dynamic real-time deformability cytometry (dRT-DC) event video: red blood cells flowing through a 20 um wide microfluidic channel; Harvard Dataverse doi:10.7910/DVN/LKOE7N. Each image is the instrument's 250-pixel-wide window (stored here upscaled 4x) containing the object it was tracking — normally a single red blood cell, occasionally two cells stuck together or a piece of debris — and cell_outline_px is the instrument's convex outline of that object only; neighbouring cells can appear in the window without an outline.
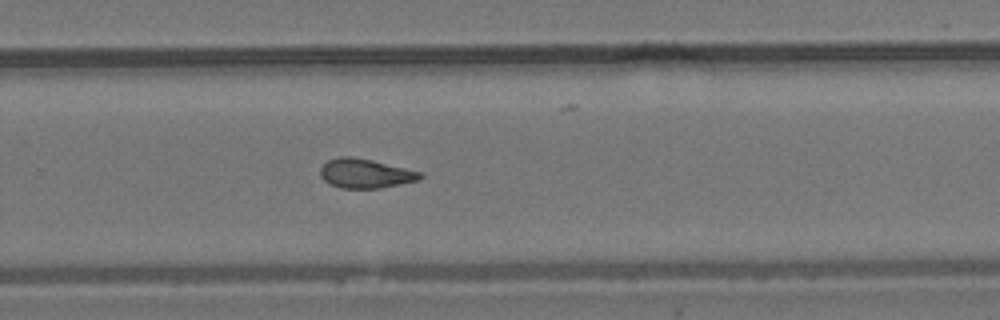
{"species": "common noctule bat (a hibernating species)", "species_latin": "Nyctalus noctula", "temperature_condition": "room temperature", "stored_images_in_passage": 8, "camera_frame_rate_fps": 3000, "um_per_image_px": 0.085, "animal": {"sex": "male", "body_mass_g": 19.2, "forearm_length_mm": 51.8}, "frame": {"image": 1, "passage_image": 8, "time_ms": 2.333, "image_size_px": [1000, 320], "cell_outline_px": [[424, 176], [420, 180], [380, 188], [340, 188], [328, 184], [320, 176], [320, 168], [328, 160], [340, 156], [352, 156], [372, 160], [420, 172]], "centroid_in_image_um": [31.02, 14.75], "position_along_channel_um": 298.8, "area_um2": 17.05}}